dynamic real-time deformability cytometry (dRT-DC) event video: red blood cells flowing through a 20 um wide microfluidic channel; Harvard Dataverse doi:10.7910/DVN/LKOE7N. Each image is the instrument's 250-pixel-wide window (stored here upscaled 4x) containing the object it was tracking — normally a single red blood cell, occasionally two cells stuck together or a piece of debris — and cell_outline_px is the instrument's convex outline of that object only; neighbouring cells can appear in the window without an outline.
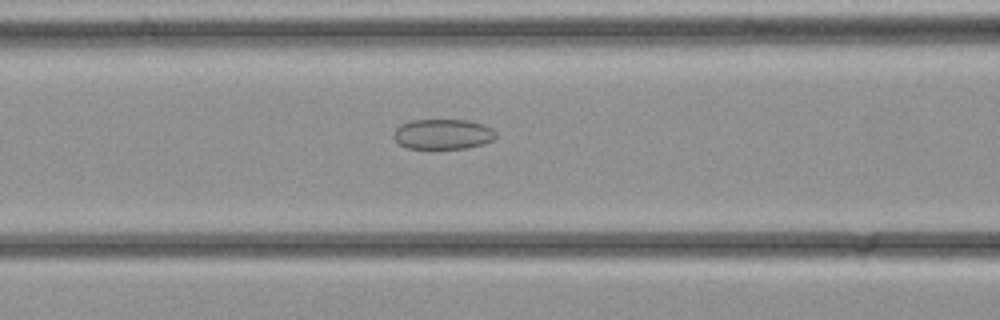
{"species": "common noctule bat (a hibernating species)", "species_latin": "Nyctalus noctula", "temperature_condition": "cold", "stored_images_in_passage": 33, "camera_frame_rate_fps": 3000, "um_per_image_px": 0.085, "animal": {"sex": "female", "body_mass_g": 21.9}, "frame": {"image": 1, "passage_image": 12, "time_ms": 3.667, "image_size_px": [1000, 320], "cell_outline_px": [[496, 136], [492, 140], [484, 144], [468, 148], [408, 148], [400, 144], [392, 136], [396, 128], [400, 124], [412, 120], [468, 120], [484, 124], [492, 128], [496, 132]], "centroid_in_image_um": [37.66, 11.39], "position_along_channel_um": 128.9, "area_um2": 18.03}}
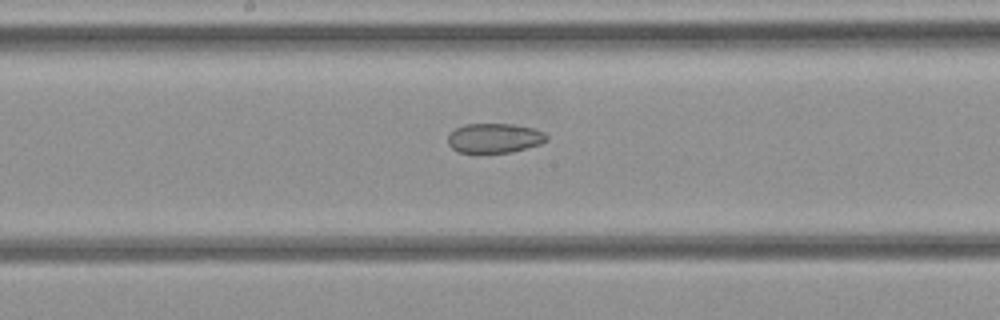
{"frame": {"image": 2, "passage_image": 16, "time_ms": 5.0, "image_size_px": [1000, 320], "cell_outline_px": [[548, 140], [540, 144], [512, 152], [456, 152], [448, 144], [448, 136], [456, 128], [464, 124], [516, 124], [532, 128], [544, 132], [548, 136]], "centroid_in_image_um": [42.04, 11.73], "position_along_channel_um": 206.2, "area_um2": 16.99}}
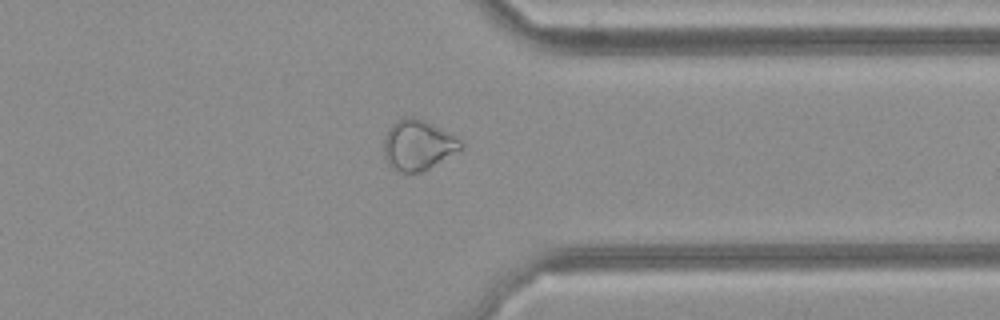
{"frame": {"image": 3, "passage_image": 25, "time_ms": 8.0, "image_size_px": [1000, 320], "cell_outline_px": [[464, 148], [428, 168], [420, 172], [400, 172], [392, 168], [384, 160], [384, 140], [388, 128], [396, 120], [408, 116], [412, 116], [424, 120], [440, 128], [460, 140], [464, 144]], "centroid_in_image_um": [35.5, 12.32], "position_along_channel_um": 375.9, "area_um2": 22.43}}